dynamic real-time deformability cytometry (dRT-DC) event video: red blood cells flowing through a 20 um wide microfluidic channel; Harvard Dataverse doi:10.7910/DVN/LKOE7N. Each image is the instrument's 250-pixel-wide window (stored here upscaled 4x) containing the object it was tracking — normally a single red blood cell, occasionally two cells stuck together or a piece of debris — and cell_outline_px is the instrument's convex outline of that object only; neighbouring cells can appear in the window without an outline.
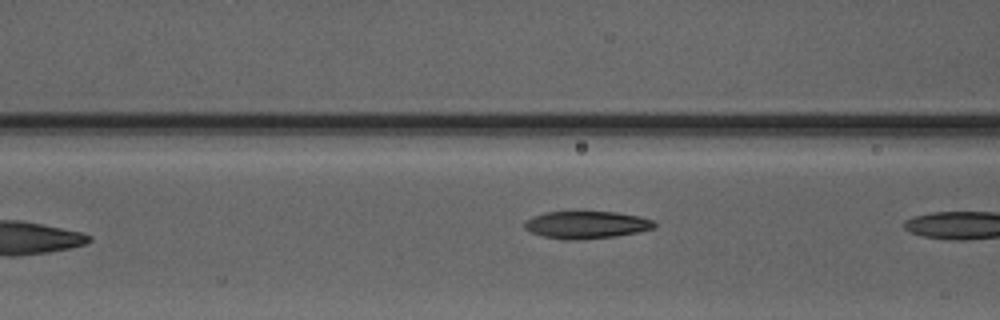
{"species": "Egyptian fruit bat (a non-hibernating species)", "species_latin": "Rousettus aegyptiacus", "temperature_condition": "warm", "stored_images_in_passage": 8, "camera_frame_rate_fps": 3000, "um_per_image_px": 0.085, "animal": {"sex": "male"}, "frame": {"image": 1, "passage_image": 7, "time_ms": 7.333, "image_size_px": [1000, 320], "cell_outline_px": [[656, 228], [636, 232], [612, 236], [576, 240], [544, 236], [532, 232], [524, 228], [524, 220], [532, 216], [544, 212], [616, 212], [640, 216], [652, 220], [656, 224]], "centroid_in_image_um": [49.84, 19.09], "position_along_channel_um": 116.8, "area_um2": 20.46}}